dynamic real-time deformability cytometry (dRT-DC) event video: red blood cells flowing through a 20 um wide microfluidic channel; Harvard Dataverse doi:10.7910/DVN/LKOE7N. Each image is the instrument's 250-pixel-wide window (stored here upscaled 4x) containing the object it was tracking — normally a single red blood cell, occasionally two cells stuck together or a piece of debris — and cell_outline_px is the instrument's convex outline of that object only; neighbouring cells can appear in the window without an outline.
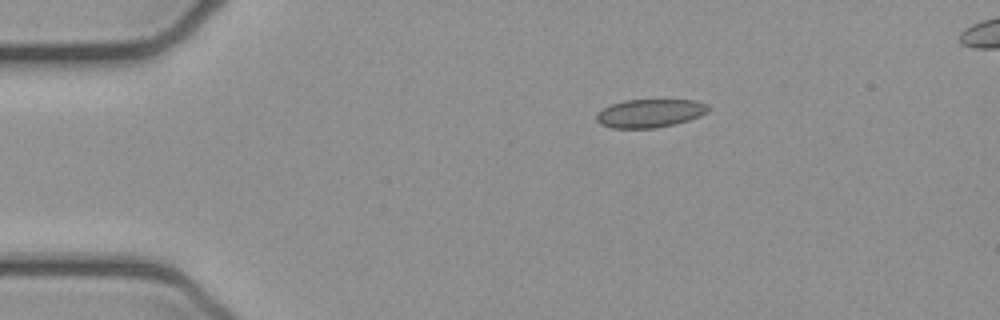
{"species": "common noctule bat (a hibernating species)", "species_latin": "Nyctalus noctula", "temperature_condition": "cold", "stored_images_in_passage": 4, "camera_frame_rate_fps": 3000, "um_per_image_px": 0.085, "animal": {"sex": "female", "body_mass_g": 21.9}, "frame": {"image": 1, "passage_image": 4, "time_ms": 1.0, "image_size_px": [1000, 320], "cell_outline_px": [[708, 112], [700, 116], [676, 124], [656, 128], [612, 128], [600, 124], [596, 120], [596, 116], [604, 108], [612, 104], [624, 100], [696, 100], [708, 104]], "centroid_in_image_um": [55.27, 9.63], "position_along_channel_um": 29.7, "area_um2": 18.44}}